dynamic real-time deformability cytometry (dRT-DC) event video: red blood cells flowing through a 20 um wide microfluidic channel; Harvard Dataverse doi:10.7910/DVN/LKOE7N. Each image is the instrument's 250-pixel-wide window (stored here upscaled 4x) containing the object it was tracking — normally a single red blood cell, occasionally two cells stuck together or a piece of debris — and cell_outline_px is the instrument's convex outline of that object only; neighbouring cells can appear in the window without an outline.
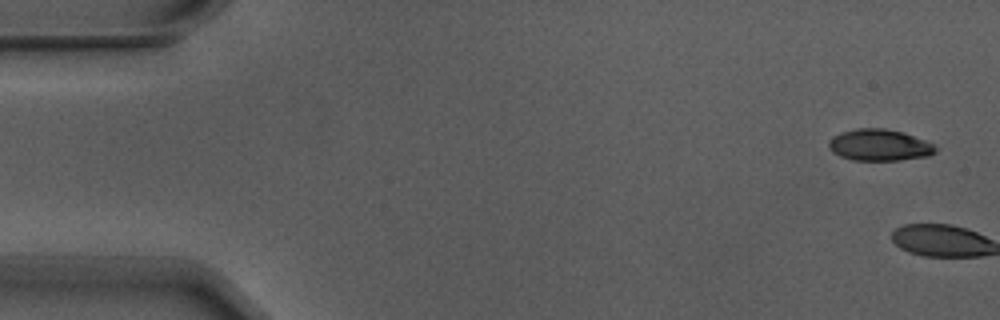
{"species": "Egyptian fruit bat (a non-hibernating species)", "species_latin": "Rousettus aegyptiacus", "temperature_condition": "warm", "stored_images_in_passage": 6, "camera_frame_rate_fps": 3000, "um_per_image_px": 0.085, "animal": {"sex": "male"}, "frame": {"image": 1, "passage_image": 1, "time_ms": 0.0, "image_size_px": [1000, 320], "cell_outline_px": [[936, 152], [928, 156], [900, 160], [852, 160], [840, 156], [832, 152], [828, 144], [828, 140], [832, 136], [840, 132], [856, 128], [884, 128], [904, 132], [928, 140], [936, 144]], "centroid_in_image_um": [74.77, 12.32], "position_along_channel_um": 10.2, "area_um2": 20.0}}
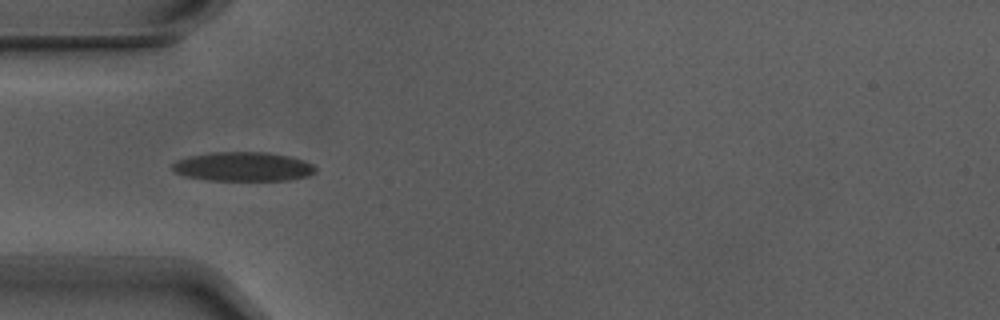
{"frame": {"image": 2, "passage_image": 6, "time_ms": 1.667, "image_size_px": [1000, 320], "cell_outline_px": [[316, 172], [308, 176], [292, 180], [208, 180], [184, 176], [176, 172], [172, 168], [172, 164], [176, 160], [188, 156], [212, 152], [268, 152], [288, 156], [304, 160], [312, 164], [316, 168]], "centroid_in_image_um": [20.67, 14.16], "position_along_channel_um": 64.3, "area_um2": 24.45}}